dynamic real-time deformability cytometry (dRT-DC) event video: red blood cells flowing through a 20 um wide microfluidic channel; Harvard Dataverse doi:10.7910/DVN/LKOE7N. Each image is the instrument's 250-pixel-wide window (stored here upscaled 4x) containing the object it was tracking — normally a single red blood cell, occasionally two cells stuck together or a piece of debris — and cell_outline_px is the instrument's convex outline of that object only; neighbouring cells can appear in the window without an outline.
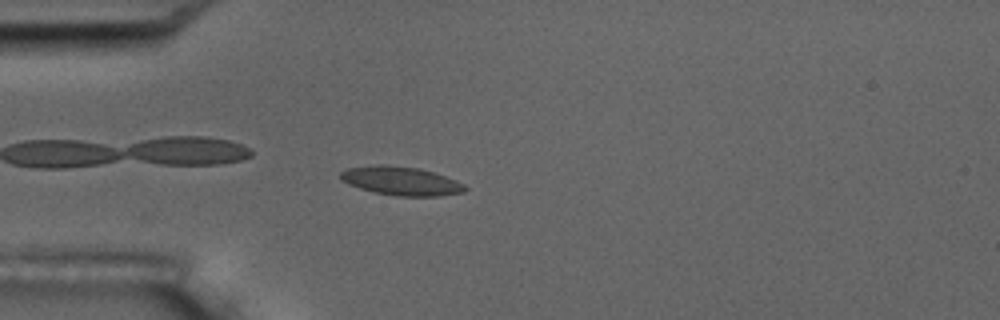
{"species": "common noctule bat (a hibernating species)", "species_latin": "Nyctalus noctula", "temperature_condition": "room temperature", "stored_images_in_passage": 5, "camera_frame_rate_fps": 3000, "um_per_image_px": 0.085, "animal": {"sex": "male", "body_mass_g": 17.5, "forearm_length_mm": 52.3}, "frame": {"image": 1, "passage_image": 5, "time_ms": 5.333, "image_size_px": [1000, 320], "cell_outline_px": [[468, 188], [464, 192], [440, 196], [396, 196], [376, 192], [360, 188], [348, 184], [340, 180], [340, 172], [348, 168], [380, 164], [384, 164], [420, 168], [456, 180], [464, 184]], "centroid_in_image_um": [34.09, 15.38], "position_along_channel_um": 50.9, "area_um2": 20.81}}